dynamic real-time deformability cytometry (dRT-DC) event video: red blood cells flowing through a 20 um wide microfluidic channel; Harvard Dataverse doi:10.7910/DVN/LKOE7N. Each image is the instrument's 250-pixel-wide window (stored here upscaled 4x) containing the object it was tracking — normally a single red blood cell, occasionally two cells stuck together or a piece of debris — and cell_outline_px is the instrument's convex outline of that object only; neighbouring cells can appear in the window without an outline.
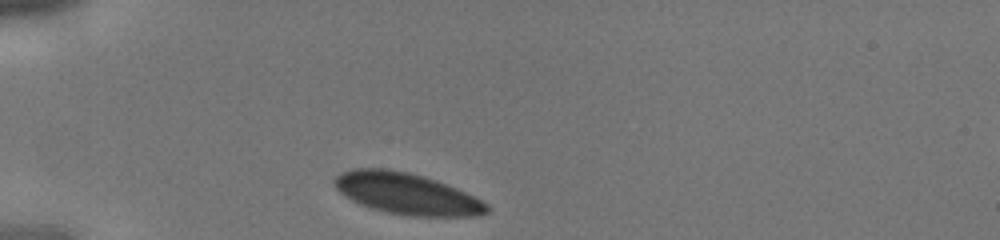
{"species": "human", "species_latin": "Homo sapiens", "temperature_condition": "cold", "stored_images_in_passage": 10, "camera_frame_rate_fps": 3000, "um_per_image_px": 0.085, "donor": {"sex": "male"}, "frame": {"image": 1, "passage_image": 1, "time_ms": 0.0, "image_size_px": [1000, 240], "cell_outline_px": [[488, 212], [480, 216], [408, 216], [384, 212], [360, 204], [344, 196], [336, 188], [332, 180], [340, 172], [352, 168], [384, 168], [408, 172], [424, 176], [436, 180], [456, 188], [488, 204]], "centroid_in_image_um": [34.53, 16.46], "position_along_channel_um": 50.5, "area_um2": 36.76}}
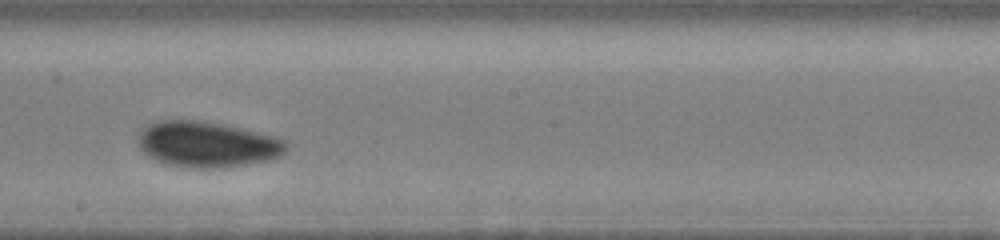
{"frame": {"image": 2, "passage_image": 6, "time_ms": 1.667, "image_size_px": [1000, 240], "cell_outline_px": [[288, 148], [280, 156], [268, 160], [224, 168], [196, 168], [168, 164], [156, 160], [148, 156], [140, 148], [140, 132], [148, 124], [160, 120], [200, 120], [220, 124], [276, 136], [284, 140], [288, 144]], "centroid_in_image_um": [17.64, 12.27], "position_along_channel_um": 230.6, "area_um2": 39.19}}
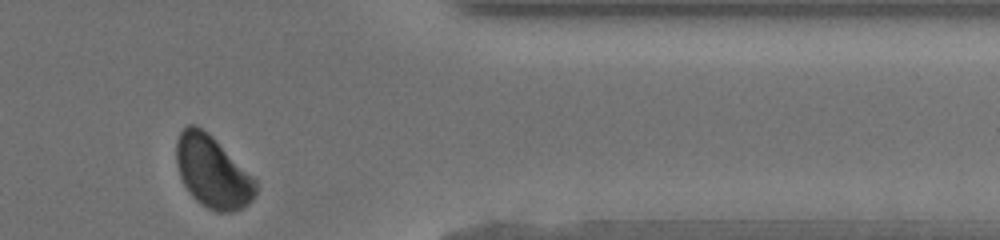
{"frame": {"image": 3, "passage_image": 10, "time_ms": 3.0, "image_size_px": [1000, 240], "cell_outline_px": [[256, 192], [252, 200], [248, 204], [232, 212], [216, 212], [208, 208], [196, 200], [192, 196], [184, 184], [180, 176], [176, 164], [176, 140], [180, 132], [188, 124], [196, 124], [208, 132], [256, 180]], "centroid_in_image_um": [18.04, 14.6], "position_along_channel_um": 393.4, "area_um2": 33.0}}